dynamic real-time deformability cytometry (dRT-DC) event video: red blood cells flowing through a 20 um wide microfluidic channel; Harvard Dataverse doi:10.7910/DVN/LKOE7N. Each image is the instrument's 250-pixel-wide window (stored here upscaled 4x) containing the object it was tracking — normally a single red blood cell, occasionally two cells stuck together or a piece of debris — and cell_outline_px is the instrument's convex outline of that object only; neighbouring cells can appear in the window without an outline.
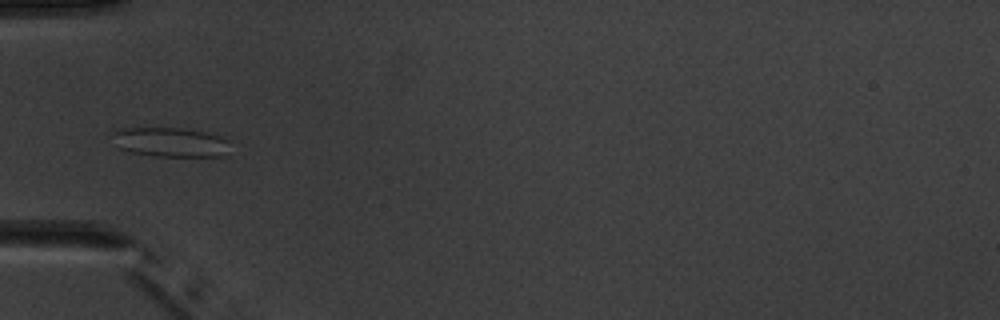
{"species": "common noctule bat (a hibernating species)", "species_latin": "Nyctalus noctula", "temperature_condition": "warm", "stored_images_in_passage": 5, "camera_frame_rate_fps": 3000, "um_per_image_px": 0.085, "animal": {"sex": "male", "body_mass_g": 20.1, "forearm_length_mm": 53.5}, "frame": {"image": 1, "passage_image": 5, "time_ms": 4.667, "image_size_px": [1000, 320], "cell_outline_px": [[228, 140], [220, 156], [156, 156], [132, 152], [120, 148], [112, 132], [128, 128], [184, 128], [204, 132], [220, 136]], "centroid_in_image_um": [14.46, 12.07], "position_along_channel_um": 70.5, "area_um2": 19.42}}